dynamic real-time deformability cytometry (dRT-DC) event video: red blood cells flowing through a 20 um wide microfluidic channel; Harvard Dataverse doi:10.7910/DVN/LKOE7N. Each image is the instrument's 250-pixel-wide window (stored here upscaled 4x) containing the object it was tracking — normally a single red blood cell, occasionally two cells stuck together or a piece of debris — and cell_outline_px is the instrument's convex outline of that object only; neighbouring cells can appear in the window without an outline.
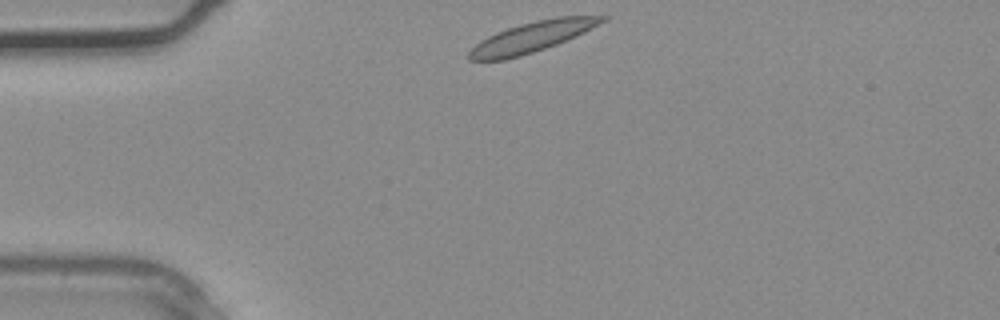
{"species": "common noctule bat (a hibernating species)", "species_latin": "Nyctalus noctula", "temperature_condition": "warm", "stored_images_in_passage": 2, "camera_frame_rate_fps": 3000, "um_per_image_px": 0.085, "animal": {"sex": "male", "body_mass_g": 20.4}, "frame": {"image": 1, "passage_image": 1, "time_ms": 0.0, "image_size_px": [1000, 320], "cell_outline_px": [[608, 20], [576, 36], [556, 44], [520, 56], [504, 60], [468, 60], [468, 52], [480, 40], [496, 32], [520, 24], [536, 20], [556, 16], [608, 16]], "centroid_in_image_um": [45.22, 3.13], "position_along_channel_um": 39.8, "area_um2": 23.41}}